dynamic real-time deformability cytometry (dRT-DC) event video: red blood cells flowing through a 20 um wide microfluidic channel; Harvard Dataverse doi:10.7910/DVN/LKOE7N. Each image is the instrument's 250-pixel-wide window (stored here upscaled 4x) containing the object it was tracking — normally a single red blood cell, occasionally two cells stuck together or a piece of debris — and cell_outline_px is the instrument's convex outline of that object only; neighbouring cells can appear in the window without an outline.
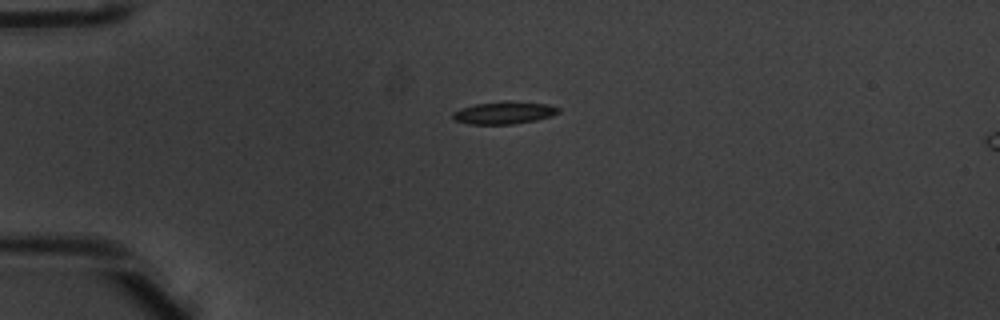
{"species": "common noctule bat (a hibernating species)", "species_latin": "Nyctalus noctula", "temperature_condition": "warm", "stored_images_in_passage": 5, "segment_of_instrument_passage": [1, 2], "camera_frame_rate_fps": 3000, "um_per_image_px": 0.085, "animal": {"sex": "male", "body_mass_g": 20.1, "forearm_length_mm": 53.5}, "frame": {"image": 1, "passage_image": 3, "time_ms": 0.667, "image_size_px": [1000, 320], "cell_outline_px": [[560, 112], [536, 120], [512, 124], [468, 124], [456, 120], [452, 116], [452, 112], [460, 108], [476, 104], [508, 100], [548, 104], [560, 108]], "centroid_in_image_um": [42.83, 9.57], "position_along_channel_um": 42.2, "area_um2": 13.81}}